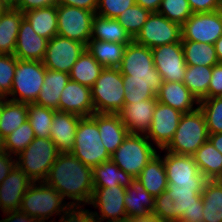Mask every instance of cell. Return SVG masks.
I'll return each mask as SVG.
<instances>
[{"instance_id":"cell-1","label":"cell","mask_w":222,"mask_h":222,"mask_svg":"<svg viewBox=\"0 0 222 222\" xmlns=\"http://www.w3.org/2000/svg\"><path fill=\"white\" fill-rule=\"evenodd\" d=\"M53 187L70 206L89 205L94 187L92 168L83 164L71 152L60 153L44 180Z\"/></svg>"},{"instance_id":"cell-2","label":"cell","mask_w":222,"mask_h":222,"mask_svg":"<svg viewBox=\"0 0 222 222\" xmlns=\"http://www.w3.org/2000/svg\"><path fill=\"white\" fill-rule=\"evenodd\" d=\"M70 205L51 186L33 182L22 198L20 210L40 222H48L53 215H62ZM62 212V213H61Z\"/></svg>"},{"instance_id":"cell-3","label":"cell","mask_w":222,"mask_h":222,"mask_svg":"<svg viewBox=\"0 0 222 222\" xmlns=\"http://www.w3.org/2000/svg\"><path fill=\"white\" fill-rule=\"evenodd\" d=\"M71 153L92 169L103 162L111 160V155L104 147L100 137L96 124V112L89 117L80 119Z\"/></svg>"},{"instance_id":"cell-4","label":"cell","mask_w":222,"mask_h":222,"mask_svg":"<svg viewBox=\"0 0 222 222\" xmlns=\"http://www.w3.org/2000/svg\"><path fill=\"white\" fill-rule=\"evenodd\" d=\"M59 154L50 138L35 137L16 157V166L33 182H43Z\"/></svg>"},{"instance_id":"cell-5","label":"cell","mask_w":222,"mask_h":222,"mask_svg":"<svg viewBox=\"0 0 222 222\" xmlns=\"http://www.w3.org/2000/svg\"><path fill=\"white\" fill-rule=\"evenodd\" d=\"M208 136L205 116L198 108L182 115L174 137L165 150L192 156L208 140Z\"/></svg>"},{"instance_id":"cell-6","label":"cell","mask_w":222,"mask_h":222,"mask_svg":"<svg viewBox=\"0 0 222 222\" xmlns=\"http://www.w3.org/2000/svg\"><path fill=\"white\" fill-rule=\"evenodd\" d=\"M96 113L117 114L124 106L123 75L118 68L104 67L91 88Z\"/></svg>"},{"instance_id":"cell-7","label":"cell","mask_w":222,"mask_h":222,"mask_svg":"<svg viewBox=\"0 0 222 222\" xmlns=\"http://www.w3.org/2000/svg\"><path fill=\"white\" fill-rule=\"evenodd\" d=\"M156 149L145 135L129 133L111 154V160L119 169L136 178L147 163L158 154Z\"/></svg>"},{"instance_id":"cell-8","label":"cell","mask_w":222,"mask_h":222,"mask_svg":"<svg viewBox=\"0 0 222 222\" xmlns=\"http://www.w3.org/2000/svg\"><path fill=\"white\" fill-rule=\"evenodd\" d=\"M45 73L43 61L17 58L12 89L7 98L19 103H35L44 83Z\"/></svg>"},{"instance_id":"cell-9","label":"cell","mask_w":222,"mask_h":222,"mask_svg":"<svg viewBox=\"0 0 222 222\" xmlns=\"http://www.w3.org/2000/svg\"><path fill=\"white\" fill-rule=\"evenodd\" d=\"M118 69L128 75V81L164 82L155 68L152 50L134 40L126 46Z\"/></svg>"},{"instance_id":"cell-10","label":"cell","mask_w":222,"mask_h":222,"mask_svg":"<svg viewBox=\"0 0 222 222\" xmlns=\"http://www.w3.org/2000/svg\"><path fill=\"white\" fill-rule=\"evenodd\" d=\"M94 15L90 10L57 4V34L87 46L92 35Z\"/></svg>"},{"instance_id":"cell-11","label":"cell","mask_w":222,"mask_h":222,"mask_svg":"<svg viewBox=\"0 0 222 222\" xmlns=\"http://www.w3.org/2000/svg\"><path fill=\"white\" fill-rule=\"evenodd\" d=\"M181 39L180 24L170 21L158 12H152L133 40L152 49L160 45L181 42Z\"/></svg>"},{"instance_id":"cell-12","label":"cell","mask_w":222,"mask_h":222,"mask_svg":"<svg viewBox=\"0 0 222 222\" xmlns=\"http://www.w3.org/2000/svg\"><path fill=\"white\" fill-rule=\"evenodd\" d=\"M203 188L168 183L165 191L174 201V222H203Z\"/></svg>"},{"instance_id":"cell-13","label":"cell","mask_w":222,"mask_h":222,"mask_svg":"<svg viewBox=\"0 0 222 222\" xmlns=\"http://www.w3.org/2000/svg\"><path fill=\"white\" fill-rule=\"evenodd\" d=\"M126 187L121 185L111 187H94L90 205L97 210L91 211L95 222H111L127 218L124 197Z\"/></svg>"},{"instance_id":"cell-14","label":"cell","mask_w":222,"mask_h":222,"mask_svg":"<svg viewBox=\"0 0 222 222\" xmlns=\"http://www.w3.org/2000/svg\"><path fill=\"white\" fill-rule=\"evenodd\" d=\"M182 39L214 44L222 36V11L193 13L181 26Z\"/></svg>"},{"instance_id":"cell-15","label":"cell","mask_w":222,"mask_h":222,"mask_svg":"<svg viewBox=\"0 0 222 222\" xmlns=\"http://www.w3.org/2000/svg\"><path fill=\"white\" fill-rule=\"evenodd\" d=\"M85 49L84 44L57 34L48 40L43 64L49 70L70 73Z\"/></svg>"},{"instance_id":"cell-16","label":"cell","mask_w":222,"mask_h":222,"mask_svg":"<svg viewBox=\"0 0 222 222\" xmlns=\"http://www.w3.org/2000/svg\"><path fill=\"white\" fill-rule=\"evenodd\" d=\"M165 151L163 162L168 183L178 186H204L207 179L199 171L193 156L178 155Z\"/></svg>"},{"instance_id":"cell-17","label":"cell","mask_w":222,"mask_h":222,"mask_svg":"<svg viewBox=\"0 0 222 222\" xmlns=\"http://www.w3.org/2000/svg\"><path fill=\"white\" fill-rule=\"evenodd\" d=\"M151 50L155 68L163 81L183 82L187 64L184 59L182 42L160 45Z\"/></svg>"},{"instance_id":"cell-18","label":"cell","mask_w":222,"mask_h":222,"mask_svg":"<svg viewBox=\"0 0 222 222\" xmlns=\"http://www.w3.org/2000/svg\"><path fill=\"white\" fill-rule=\"evenodd\" d=\"M182 115L180 111L157 101L151 126L145 136L157 149H165L173 139Z\"/></svg>"},{"instance_id":"cell-19","label":"cell","mask_w":222,"mask_h":222,"mask_svg":"<svg viewBox=\"0 0 222 222\" xmlns=\"http://www.w3.org/2000/svg\"><path fill=\"white\" fill-rule=\"evenodd\" d=\"M33 181L15 166L0 183V210L4 212L20 210L22 198Z\"/></svg>"},{"instance_id":"cell-20","label":"cell","mask_w":222,"mask_h":222,"mask_svg":"<svg viewBox=\"0 0 222 222\" xmlns=\"http://www.w3.org/2000/svg\"><path fill=\"white\" fill-rule=\"evenodd\" d=\"M156 103L157 99L124 103L117 114L129 133L146 135L151 126Z\"/></svg>"},{"instance_id":"cell-21","label":"cell","mask_w":222,"mask_h":222,"mask_svg":"<svg viewBox=\"0 0 222 222\" xmlns=\"http://www.w3.org/2000/svg\"><path fill=\"white\" fill-rule=\"evenodd\" d=\"M59 111L89 117L95 113L91 88L70 80L59 100Z\"/></svg>"},{"instance_id":"cell-22","label":"cell","mask_w":222,"mask_h":222,"mask_svg":"<svg viewBox=\"0 0 222 222\" xmlns=\"http://www.w3.org/2000/svg\"><path fill=\"white\" fill-rule=\"evenodd\" d=\"M48 39L39 36L31 27L27 19L23 17L17 41L14 56L20 60L43 61Z\"/></svg>"},{"instance_id":"cell-23","label":"cell","mask_w":222,"mask_h":222,"mask_svg":"<svg viewBox=\"0 0 222 222\" xmlns=\"http://www.w3.org/2000/svg\"><path fill=\"white\" fill-rule=\"evenodd\" d=\"M82 117L73 113L56 110L50 127V139L56 144L60 153L73 150L76 129Z\"/></svg>"},{"instance_id":"cell-24","label":"cell","mask_w":222,"mask_h":222,"mask_svg":"<svg viewBox=\"0 0 222 222\" xmlns=\"http://www.w3.org/2000/svg\"><path fill=\"white\" fill-rule=\"evenodd\" d=\"M156 97L158 102L169 105L183 114L199 108V101L183 82L164 81Z\"/></svg>"},{"instance_id":"cell-25","label":"cell","mask_w":222,"mask_h":222,"mask_svg":"<svg viewBox=\"0 0 222 222\" xmlns=\"http://www.w3.org/2000/svg\"><path fill=\"white\" fill-rule=\"evenodd\" d=\"M102 143L109 154H113L129 134L118 114L96 113Z\"/></svg>"},{"instance_id":"cell-26","label":"cell","mask_w":222,"mask_h":222,"mask_svg":"<svg viewBox=\"0 0 222 222\" xmlns=\"http://www.w3.org/2000/svg\"><path fill=\"white\" fill-rule=\"evenodd\" d=\"M155 197L152 196L142 185L134 178L131 185L126 187L124 204L128 218H135L149 215L154 210Z\"/></svg>"},{"instance_id":"cell-27","label":"cell","mask_w":222,"mask_h":222,"mask_svg":"<svg viewBox=\"0 0 222 222\" xmlns=\"http://www.w3.org/2000/svg\"><path fill=\"white\" fill-rule=\"evenodd\" d=\"M69 81V73L46 68L44 83L35 104L59 111L61 92Z\"/></svg>"},{"instance_id":"cell-28","label":"cell","mask_w":222,"mask_h":222,"mask_svg":"<svg viewBox=\"0 0 222 222\" xmlns=\"http://www.w3.org/2000/svg\"><path fill=\"white\" fill-rule=\"evenodd\" d=\"M154 197L167 189L168 181L163 157L155 155L136 177Z\"/></svg>"},{"instance_id":"cell-29","label":"cell","mask_w":222,"mask_h":222,"mask_svg":"<svg viewBox=\"0 0 222 222\" xmlns=\"http://www.w3.org/2000/svg\"><path fill=\"white\" fill-rule=\"evenodd\" d=\"M91 39L99 41L115 42L128 45L133 38L124 27L114 18H106L94 15L92 20Z\"/></svg>"},{"instance_id":"cell-30","label":"cell","mask_w":222,"mask_h":222,"mask_svg":"<svg viewBox=\"0 0 222 222\" xmlns=\"http://www.w3.org/2000/svg\"><path fill=\"white\" fill-rule=\"evenodd\" d=\"M24 13L8 8L0 17V54L14 55L17 35Z\"/></svg>"},{"instance_id":"cell-31","label":"cell","mask_w":222,"mask_h":222,"mask_svg":"<svg viewBox=\"0 0 222 222\" xmlns=\"http://www.w3.org/2000/svg\"><path fill=\"white\" fill-rule=\"evenodd\" d=\"M24 18L29 21L32 29L48 40L57 35V4L33 10H27Z\"/></svg>"},{"instance_id":"cell-32","label":"cell","mask_w":222,"mask_h":222,"mask_svg":"<svg viewBox=\"0 0 222 222\" xmlns=\"http://www.w3.org/2000/svg\"><path fill=\"white\" fill-rule=\"evenodd\" d=\"M199 171L207 180H220L222 178V153L207 140L192 155Z\"/></svg>"},{"instance_id":"cell-33","label":"cell","mask_w":222,"mask_h":222,"mask_svg":"<svg viewBox=\"0 0 222 222\" xmlns=\"http://www.w3.org/2000/svg\"><path fill=\"white\" fill-rule=\"evenodd\" d=\"M125 44L90 39L88 52L104 67L118 68L124 56Z\"/></svg>"},{"instance_id":"cell-34","label":"cell","mask_w":222,"mask_h":222,"mask_svg":"<svg viewBox=\"0 0 222 222\" xmlns=\"http://www.w3.org/2000/svg\"><path fill=\"white\" fill-rule=\"evenodd\" d=\"M92 176L93 187H113L118 185L128 187L134 179L130 174L119 169L112 160L94 167L92 169Z\"/></svg>"},{"instance_id":"cell-35","label":"cell","mask_w":222,"mask_h":222,"mask_svg":"<svg viewBox=\"0 0 222 222\" xmlns=\"http://www.w3.org/2000/svg\"><path fill=\"white\" fill-rule=\"evenodd\" d=\"M103 69L104 66L99 64L88 50L85 49L69 73L70 80L92 88Z\"/></svg>"},{"instance_id":"cell-36","label":"cell","mask_w":222,"mask_h":222,"mask_svg":"<svg viewBox=\"0 0 222 222\" xmlns=\"http://www.w3.org/2000/svg\"><path fill=\"white\" fill-rule=\"evenodd\" d=\"M203 222H222V182L207 180L203 192Z\"/></svg>"},{"instance_id":"cell-37","label":"cell","mask_w":222,"mask_h":222,"mask_svg":"<svg viewBox=\"0 0 222 222\" xmlns=\"http://www.w3.org/2000/svg\"><path fill=\"white\" fill-rule=\"evenodd\" d=\"M181 42L187 65L214 66L219 63L214 44L190 40H181Z\"/></svg>"},{"instance_id":"cell-38","label":"cell","mask_w":222,"mask_h":222,"mask_svg":"<svg viewBox=\"0 0 222 222\" xmlns=\"http://www.w3.org/2000/svg\"><path fill=\"white\" fill-rule=\"evenodd\" d=\"M212 76V66L187 65L183 84L201 101L208 98V87Z\"/></svg>"},{"instance_id":"cell-39","label":"cell","mask_w":222,"mask_h":222,"mask_svg":"<svg viewBox=\"0 0 222 222\" xmlns=\"http://www.w3.org/2000/svg\"><path fill=\"white\" fill-rule=\"evenodd\" d=\"M28 120V104L8 101L1 114L0 134L5 138Z\"/></svg>"},{"instance_id":"cell-40","label":"cell","mask_w":222,"mask_h":222,"mask_svg":"<svg viewBox=\"0 0 222 222\" xmlns=\"http://www.w3.org/2000/svg\"><path fill=\"white\" fill-rule=\"evenodd\" d=\"M163 82L128 81V75H123V87L125 91L124 103H135L141 100L157 99Z\"/></svg>"},{"instance_id":"cell-41","label":"cell","mask_w":222,"mask_h":222,"mask_svg":"<svg viewBox=\"0 0 222 222\" xmlns=\"http://www.w3.org/2000/svg\"><path fill=\"white\" fill-rule=\"evenodd\" d=\"M55 111L35 103L28 104V121L36 137L50 138V127Z\"/></svg>"},{"instance_id":"cell-42","label":"cell","mask_w":222,"mask_h":222,"mask_svg":"<svg viewBox=\"0 0 222 222\" xmlns=\"http://www.w3.org/2000/svg\"><path fill=\"white\" fill-rule=\"evenodd\" d=\"M199 108L206 120L208 134L222 133V97L205 98Z\"/></svg>"},{"instance_id":"cell-43","label":"cell","mask_w":222,"mask_h":222,"mask_svg":"<svg viewBox=\"0 0 222 222\" xmlns=\"http://www.w3.org/2000/svg\"><path fill=\"white\" fill-rule=\"evenodd\" d=\"M35 137L33 128L27 120L5 137L6 150L11 156L17 157Z\"/></svg>"},{"instance_id":"cell-44","label":"cell","mask_w":222,"mask_h":222,"mask_svg":"<svg viewBox=\"0 0 222 222\" xmlns=\"http://www.w3.org/2000/svg\"><path fill=\"white\" fill-rule=\"evenodd\" d=\"M151 12L138 4L127 8L116 19L134 39L142 29Z\"/></svg>"},{"instance_id":"cell-45","label":"cell","mask_w":222,"mask_h":222,"mask_svg":"<svg viewBox=\"0 0 222 222\" xmlns=\"http://www.w3.org/2000/svg\"><path fill=\"white\" fill-rule=\"evenodd\" d=\"M158 13L181 26L193 14L188 0H162Z\"/></svg>"},{"instance_id":"cell-46","label":"cell","mask_w":222,"mask_h":222,"mask_svg":"<svg viewBox=\"0 0 222 222\" xmlns=\"http://www.w3.org/2000/svg\"><path fill=\"white\" fill-rule=\"evenodd\" d=\"M17 58L14 55L0 54V97L11 92Z\"/></svg>"},{"instance_id":"cell-47","label":"cell","mask_w":222,"mask_h":222,"mask_svg":"<svg viewBox=\"0 0 222 222\" xmlns=\"http://www.w3.org/2000/svg\"><path fill=\"white\" fill-rule=\"evenodd\" d=\"M134 4L135 0H98L95 14L116 19L122 12Z\"/></svg>"},{"instance_id":"cell-48","label":"cell","mask_w":222,"mask_h":222,"mask_svg":"<svg viewBox=\"0 0 222 222\" xmlns=\"http://www.w3.org/2000/svg\"><path fill=\"white\" fill-rule=\"evenodd\" d=\"M152 214L165 222H174V201L166 191L155 197Z\"/></svg>"},{"instance_id":"cell-49","label":"cell","mask_w":222,"mask_h":222,"mask_svg":"<svg viewBox=\"0 0 222 222\" xmlns=\"http://www.w3.org/2000/svg\"><path fill=\"white\" fill-rule=\"evenodd\" d=\"M82 206H70L61 216L58 222H95L89 209ZM49 222H56L50 220Z\"/></svg>"},{"instance_id":"cell-50","label":"cell","mask_w":222,"mask_h":222,"mask_svg":"<svg viewBox=\"0 0 222 222\" xmlns=\"http://www.w3.org/2000/svg\"><path fill=\"white\" fill-rule=\"evenodd\" d=\"M222 97V63L212 66V76L208 87V98Z\"/></svg>"},{"instance_id":"cell-51","label":"cell","mask_w":222,"mask_h":222,"mask_svg":"<svg viewBox=\"0 0 222 222\" xmlns=\"http://www.w3.org/2000/svg\"><path fill=\"white\" fill-rule=\"evenodd\" d=\"M193 13L221 10L222 0H188Z\"/></svg>"},{"instance_id":"cell-52","label":"cell","mask_w":222,"mask_h":222,"mask_svg":"<svg viewBox=\"0 0 222 222\" xmlns=\"http://www.w3.org/2000/svg\"><path fill=\"white\" fill-rule=\"evenodd\" d=\"M57 0H19L15 9L25 12L56 4Z\"/></svg>"},{"instance_id":"cell-53","label":"cell","mask_w":222,"mask_h":222,"mask_svg":"<svg viewBox=\"0 0 222 222\" xmlns=\"http://www.w3.org/2000/svg\"><path fill=\"white\" fill-rule=\"evenodd\" d=\"M16 157L11 156L8 152L0 155V183L8 176L16 166Z\"/></svg>"},{"instance_id":"cell-54","label":"cell","mask_w":222,"mask_h":222,"mask_svg":"<svg viewBox=\"0 0 222 222\" xmlns=\"http://www.w3.org/2000/svg\"><path fill=\"white\" fill-rule=\"evenodd\" d=\"M56 4L78 7L95 13L98 0H57Z\"/></svg>"},{"instance_id":"cell-55","label":"cell","mask_w":222,"mask_h":222,"mask_svg":"<svg viewBox=\"0 0 222 222\" xmlns=\"http://www.w3.org/2000/svg\"><path fill=\"white\" fill-rule=\"evenodd\" d=\"M5 218L0 220V222H40L35 217L27 215L21 210L4 212Z\"/></svg>"},{"instance_id":"cell-56","label":"cell","mask_w":222,"mask_h":222,"mask_svg":"<svg viewBox=\"0 0 222 222\" xmlns=\"http://www.w3.org/2000/svg\"><path fill=\"white\" fill-rule=\"evenodd\" d=\"M162 0H135V4L142 6L144 9L152 12H158Z\"/></svg>"},{"instance_id":"cell-57","label":"cell","mask_w":222,"mask_h":222,"mask_svg":"<svg viewBox=\"0 0 222 222\" xmlns=\"http://www.w3.org/2000/svg\"><path fill=\"white\" fill-rule=\"evenodd\" d=\"M208 140L212 143V145L222 153V133L209 134Z\"/></svg>"},{"instance_id":"cell-58","label":"cell","mask_w":222,"mask_h":222,"mask_svg":"<svg viewBox=\"0 0 222 222\" xmlns=\"http://www.w3.org/2000/svg\"><path fill=\"white\" fill-rule=\"evenodd\" d=\"M133 221L134 222H165L152 213L146 216L135 217L133 218Z\"/></svg>"},{"instance_id":"cell-59","label":"cell","mask_w":222,"mask_h":222,"mask_svg":"<svg viewBox=\"0 0 222 222\" xmlns=\"http://www.w3.org/2000/svg\"><path fill=\"white\" fill-rule=\"evenodd\" d=\"M218 62L222 63V36L214 43Z\"/></svg>"},{"instance_id":"cell-60","label":"cell","mask_w":222,"mask_h":222,"mask_svg":"<svg viewBox=\"0 0 222 222\" xmlns=\"http://www.w3.org/2000/svg\"><path fill=\"white\" fill-rule=\"evenodd\" d=\"M3 2L8 8H15L18 5L19 0H0Z\"/></svg>"},{"instance_id":"cell-61","label":"cell","mask_w":222,"mask_h":222,"mask_svg":"<svg viewBox=\"0 0 222 222\" xmlns=\"http://www.w3.org/2000/svg\"><path fill=\"white\" fill-rule=\"evenodd\" d=\"M6 152L5 138L0 134V155Z\"/></svg>"},{"instance_id":"cell-62","label":"cell","mask_w":222,"mask_h":222,"mask_svg":"<svg viewBox=\"0 0 222 222\" xmlns=\"http://www.w3.org/2000/svg\"><path fill=\"white\" fill-rule=\"evenodd\" d=\"M9 101L7 97H0V119H1V114L4 109L5 104Z\"/></svg>"},{"instance_id":"cell-63","label":"cell","mask_w":222,"mask_h":222,"mask_svg":"<svg viewBox=\"0 0 222 222\" xmlns=\"http://www.w3.org/2000/svg\"><path fill=\"white\" fill-rule=\"evenodd\" d=\"M8 9V7L0 1V17L3 15V13Z\"/></svg>"},{"instance_id":"cell-64","label":"cell","mask_w":222,"mask_h":222,"mask_svg":"<svg viewBox=\"0 0 222 222\" xmlns=\"http://www.w3.org/2000/svg\"><path fill=\"white\" fill-rule=\"evenodd\" d=\"M111 222H134L132 218H125V219H120V220H115Z\"/></svg>"}]
</instances>
